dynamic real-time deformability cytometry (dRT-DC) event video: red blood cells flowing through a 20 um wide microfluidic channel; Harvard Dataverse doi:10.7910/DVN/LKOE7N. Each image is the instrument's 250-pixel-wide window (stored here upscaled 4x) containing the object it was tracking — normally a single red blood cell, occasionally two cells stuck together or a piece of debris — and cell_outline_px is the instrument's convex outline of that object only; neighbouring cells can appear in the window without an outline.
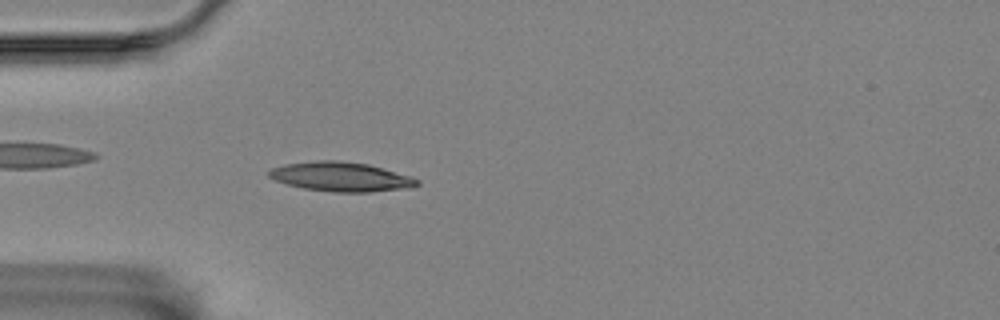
{"species": "Egyptian fruit bat (a non-hibernating species)", "species_latin": "Rousettus aegyptiacus", "temperature_condition": "room temperature", "stored_images_in_passage": 56, "camera_frame_rate_fps": 3000, "um_per_image_px": 0.085, "animal": {"sex": "female"}, "frame": {"image": 1, "passage_image": 16, "time_ms": 5.0, "image_size_px": [1000, 320], "cell_outline_px": [[420, 184], [408, 188], [372, 192], [332, 192], [304, 188], [288, 184], [276, 180], [268, 176], [268, 172], [272, 168], [284, 164], [316, 160], [340, 160], [368, 164], [412, 176], [420, 180]], "centroid_in_image_um": [29.02, 15.02], "position_along_channel_um": 56.0, "area_um2": 25.43}}
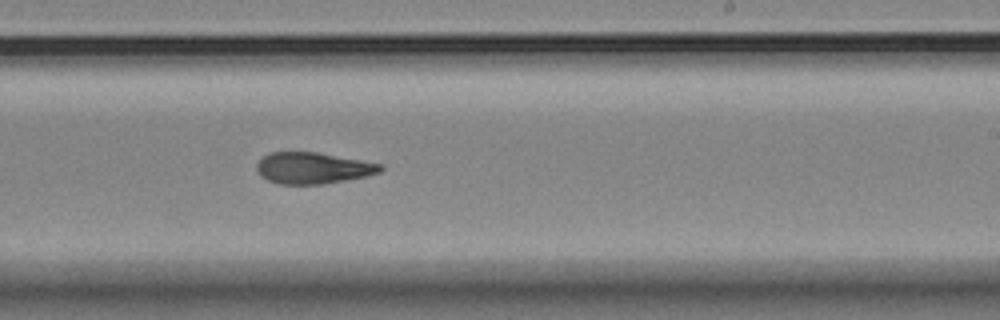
{"frame": {"image": 2, "passage_image": 34, "time_ms": 11.0, "image_size_px": [1000, 320], "cell_outline_px": [[384, 168], [380, 172], [364, 176], [324, 184], [280, 184], [268, 180], [260, 176], [256, 168], [256, 164], [264, 156], [272, 152], [316, 152], [384, 164]], "centroid_in_image_um": [26.6, 14.28], "position_along_channel_um": 262.4, "area_um2": 22.48}}
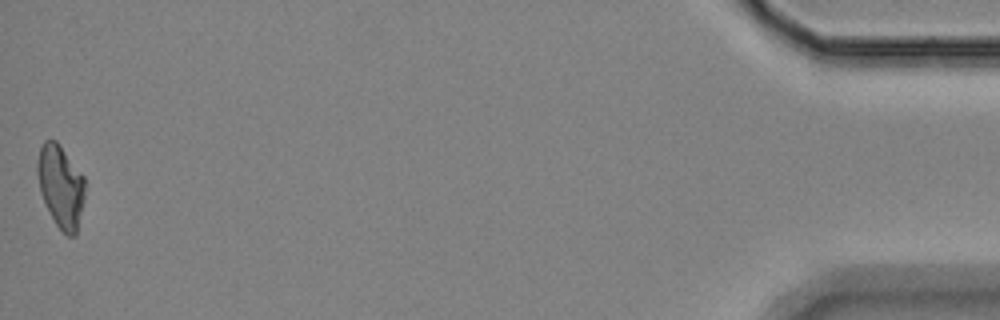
{"frame": {"image": 3, "passage_image": 56, "time_ms": 18.333, "image_size_px": [1000, 320], "cell_outline_px": [[84, 200], [76, 236], [68, 236], [56, 224], [40, 192], [36, 172], [36, 164], [40, 148], [44, 140], [56, 140], [84, 176]], "centroid_in_image_um": [5.16, 15.82], "position_along_channel_um": 430.0, "area_um2": 22.72}, "authors_computed_cell_mechanics": {"area_um2": 23.12, "velocity_mm_per_s": 3.5159, "shape_relaxation_time_tau1_ms": 11.2034, "shape_relaxation_time_tau2_ms": 5.0742, "deformation_change_tau1": 0.2586, "deformation_change_tau2": 0.1316}}